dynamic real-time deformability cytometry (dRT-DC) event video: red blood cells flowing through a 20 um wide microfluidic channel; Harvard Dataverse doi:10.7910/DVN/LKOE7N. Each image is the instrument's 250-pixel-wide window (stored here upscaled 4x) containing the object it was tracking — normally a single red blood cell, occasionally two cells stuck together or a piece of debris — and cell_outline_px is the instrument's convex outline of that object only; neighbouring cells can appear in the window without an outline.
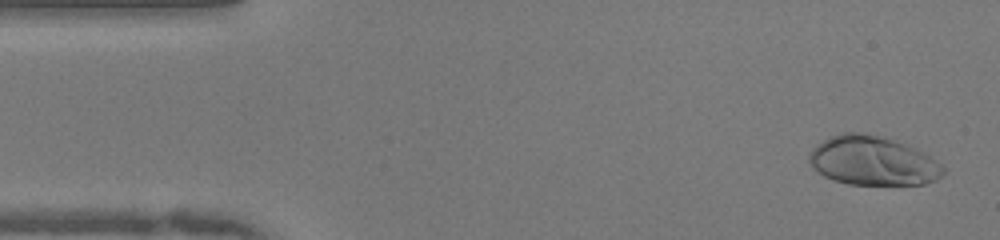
{"species": "human", "species_latin": "Homo sapiens", "temperature_condition": "warm", "stored_images_in_passage": 49, "camera_frame_rate_fps": 3000, "um_per_image_px": 0.085, "donor": {"sex": "female"}, "frame": {"image": 1, "passage_image": 2, "time_ms": 0.333, "image_size_px": [1000, 240], "cell_outline_px": [[944, 172], [936, 180], [924, 184], [848, 184], [832, 180], [824, 176], [808, 164], [808, 156], [812, 148], [816, 144], [832, 136], [844, 132], [860, 132], [884, 136], [908, 144], [928, 156], [940, 164], [944, 168]], "centroid_in_image_um": [74.14, 13.66], "position_along_channel_um": 10.9, "area_um2": 38.44}}
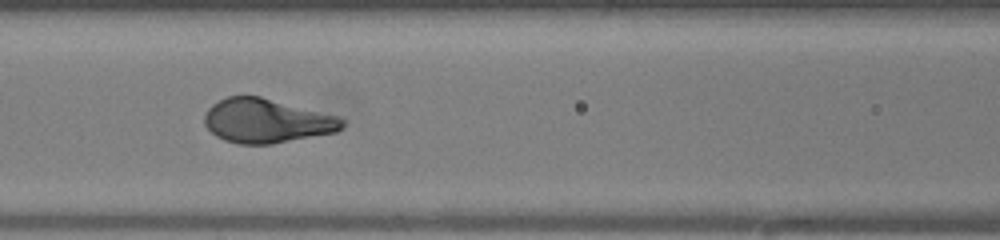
{"frame": {"image": 2, "passage_image": 20, "time_ms": 6.333, "image_size_px": [1000, 240], "cell_outline_px": [[344, 128], [336, 132], [272, 144], [240, 144], [224, 140], [216, 136], [204, 124], [204, 116], [208, 108], [212, 104], [228, 96], [260, 96], [340, 116], [344, 120]], "centroid_in_image_um": [22.69, 10.27], "position_along_channel_um": 143.9, "area_um2": 35.55}}
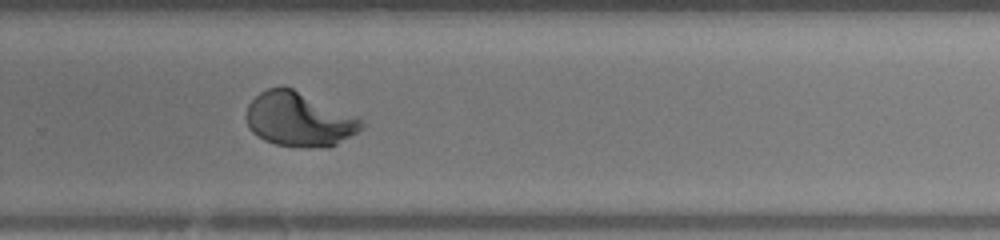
{"frame": {"image": 3, "passage_image": 32, "time_ms": 10.333, "image_size_px": [1000, 240], "cell_outline_px": [[364, 128], [336, 144], [328, 148], [300, 148], [276, 144], [264, 140], [256, 136], [248, 128], [244, 116], [248, 104], [260, 92], [268, 88], [280, 84], [292, 88], [360, 116], [364, 124]], "centroid_in_image_um": [25.42, 10.14], "position_along_channel_um": 304.4, "area_um2": 37.28}}